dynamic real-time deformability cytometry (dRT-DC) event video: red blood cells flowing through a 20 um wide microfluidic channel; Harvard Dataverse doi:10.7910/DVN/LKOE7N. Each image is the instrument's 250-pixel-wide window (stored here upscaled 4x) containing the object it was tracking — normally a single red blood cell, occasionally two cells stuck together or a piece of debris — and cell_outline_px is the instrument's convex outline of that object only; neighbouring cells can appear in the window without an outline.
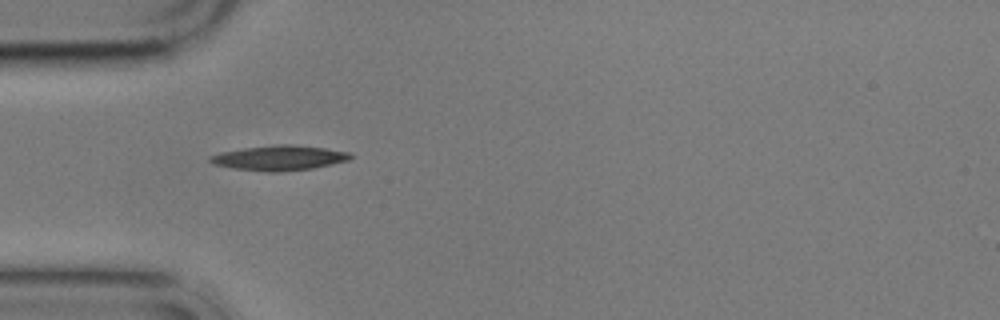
{"species": "common noctule bat (a hibernating species)", "species_latin": "Nyctalus noctula", "temperature_condition": "cold", "stored_images_in_passage": 4, "camera_frame_rate_fps": 3000, "um_per_image_px": 0.085, "animal": {"sex": "male", "body_mass_g": 17.9}, "frame": {"image": 1, "passage_image": 3, "time_ms": 4.0, "image_size_px": [1000, 320], "cell_outline_px": [[352, 156], [348, 160], [332, 164], [312, 168], [280, 172], [268, 172], [232, 168], [212, 164], [208, 160], [208, 156], [220, 152], [244, 148], [276, 144], [292, 144], [324, 148], [352, 152]], "centroid_in_image_um": [23.71, 13.42], "position_along_channel_um": 61.3, "area_um2": 20.52}}
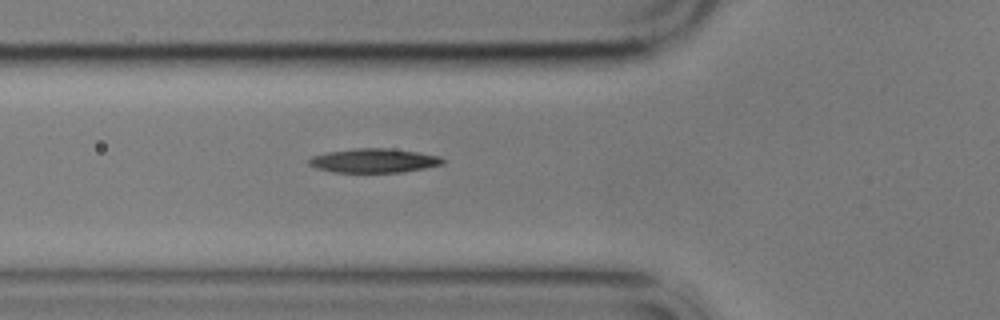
{"frame": {"image": 2, "passage_image": 4, "time_ms": 5.0, "image_size_px": [1000, 320], "cell_outline_px": [[444, 164], [404, 172], [332, 172], [316, 168], [308, 164], [308, 160], [312, 156], [328, 152], [352, 148], [388, 148], [416, 152], [440, 156], [444, 160]], "centroid_in_image_um": [31.77, 13.65], "position_along_channel_um": 94.0, "area_um2": 18.79}}